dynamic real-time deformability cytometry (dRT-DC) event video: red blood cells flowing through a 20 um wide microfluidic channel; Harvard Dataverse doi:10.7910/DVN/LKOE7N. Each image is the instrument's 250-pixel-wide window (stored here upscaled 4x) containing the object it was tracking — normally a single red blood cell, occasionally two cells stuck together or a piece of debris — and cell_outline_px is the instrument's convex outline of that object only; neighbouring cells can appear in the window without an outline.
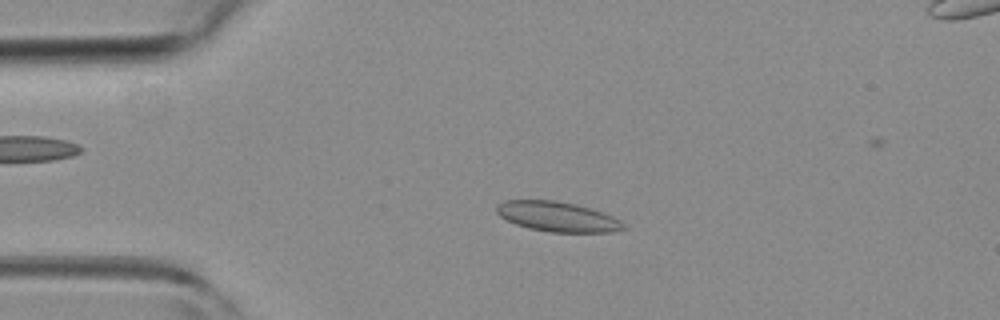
{"species": "common noctule bat (a hibernating species)", "species_latin": "Nyctalus noctula", "temperature_condition": "room temperature", "stored_images_in_passage": 24, "camera_frame_rate_fps": 3000, "um_per_image_px": 0.085, "animal": {"sex": "female", "body_mass_g": 19.3, "forearm_length_mm": 54.1}, "frame": {"image": 1, "passage_image": 9, "time_ms": 2.667, "image_size_px": [1000, 320], "cell_outline_px": [[624, 228], [612, 232], [552, 232], [528, 228], [516, 224], [500, 216], [496, 212], [496, 204], [504, 200], [556, 200], [576, 204], [592, 208], [604, 212], [620, 220], [624, 224]], "centroid_in_image_um": [47.37, 18.4], "position_along_channel_um": 37.6, "area_um2": 22.2}}
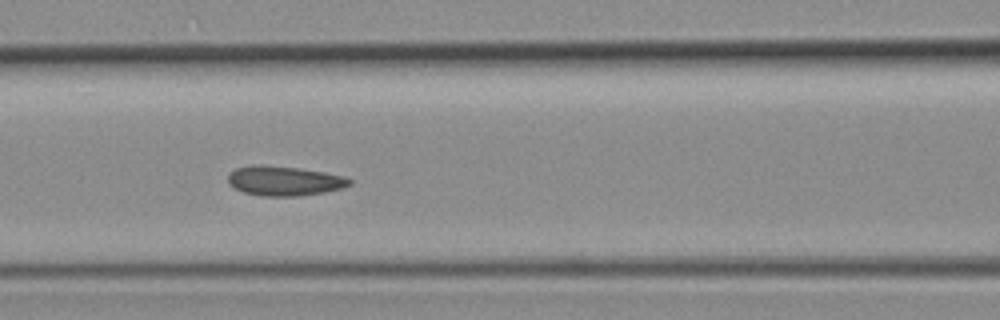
{"frame": {"image": 2, "passage_image": 18, "time_ms": 5.667, "image_size_px": [1000, 320], "cell_outline_px": [[352, 184], [344, 188], [324, 192], [296, 196], [260, 196], [244, 192], [228, 184], [228, 172], [236, 168], [252, 164], [260, 164], [300, 168], [324, 172], [344, 176], [352, 180]], "centroid_in_image_um": [24.15, 15.36], "position_along_channel_um": 142.4, "area_um2": 21.21}}
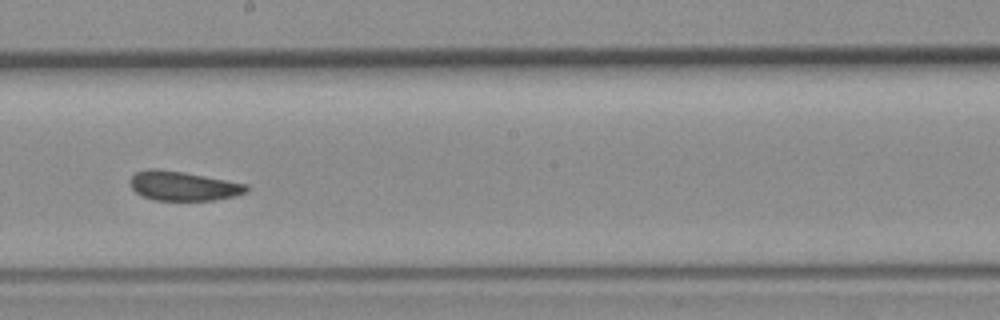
{"frame": {"image": 3, "passage_image": 24, "time_ms": 7.667, "image_size_px": [1000, 320], "cell_outline_px": [[248, 192], [232, 196], [212, 200], [152, 200], [136, 192], [128, 184], [128, 180], [136, 172], [148, 168], [156, 168], [184, 172], [248, 184]], "centroid_in_image_um": [15.53, 15.79], "position_along_channel_um": 232.7, "area_um2": 19.94}}